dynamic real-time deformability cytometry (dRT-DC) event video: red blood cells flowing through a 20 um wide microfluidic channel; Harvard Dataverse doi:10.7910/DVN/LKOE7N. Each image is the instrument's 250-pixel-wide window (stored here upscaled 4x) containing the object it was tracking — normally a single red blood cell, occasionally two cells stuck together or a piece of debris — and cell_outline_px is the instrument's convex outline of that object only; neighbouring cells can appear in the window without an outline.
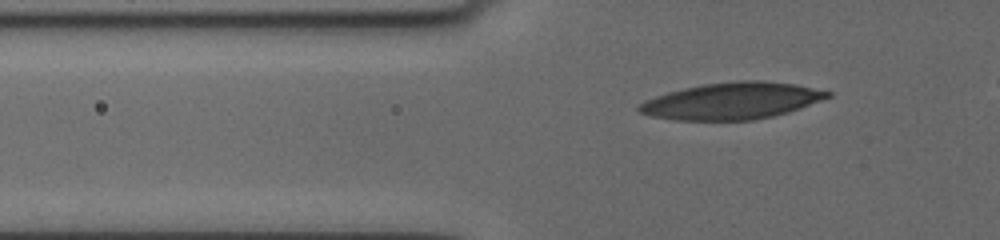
{"species": "human", "species_latin": "Homo sapiens", "temperature_condition": "cold", "stored_images_in_passage": 14, "camera_frame_rate_fps": 3000, "um_per_image_px": 0.085, "donor": {"sex": "female"}, "frame": {"image": 1, "passage_image": 4, "time_ms": 0.667, "image_size_px": [1000, 240], "cell_outline_px": [[832, 96], [800, 108], [788, 112], [772, 116], [752, 120], [672, 120], [652, 116], [640, 112], [636, 108], [644, 100], [668, 92], [684, 88], [704, 84], [740, 80], [764, 80], [792, 84], [832, 92]], "centroid_in_image_um": [62.19, 8.58], "position_along_channel_um": 63.6, "area_um2": 40.11}}
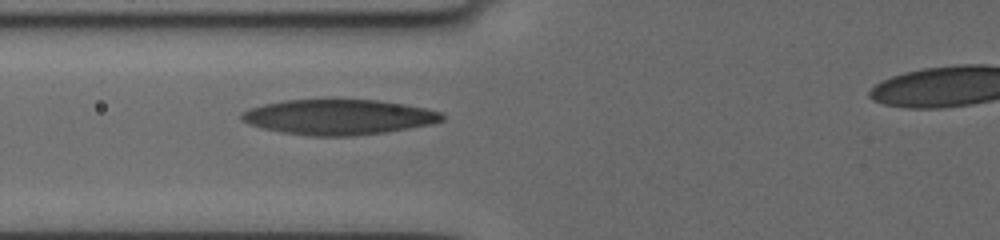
{"frame": {"image": 2, "passage_image": 12, "time_ms": 2.0, "image_size_px": [1000, 240], "cell_outline_px": [[444, 120], [432, 124], [384, 132], [352, 136], [312, 136], [280, 132], [260, 128], [248, 124], [240, 120], [240, 112], [248, 108], [264, 104], [284, 100], [380, 100], [404, 104], [424, 108], [440, 112], [444, 116]], "centroid_in_image_um": [28.72, 9.95], "position_along_channel_um": 97.1, "area_um2": 41.27}}